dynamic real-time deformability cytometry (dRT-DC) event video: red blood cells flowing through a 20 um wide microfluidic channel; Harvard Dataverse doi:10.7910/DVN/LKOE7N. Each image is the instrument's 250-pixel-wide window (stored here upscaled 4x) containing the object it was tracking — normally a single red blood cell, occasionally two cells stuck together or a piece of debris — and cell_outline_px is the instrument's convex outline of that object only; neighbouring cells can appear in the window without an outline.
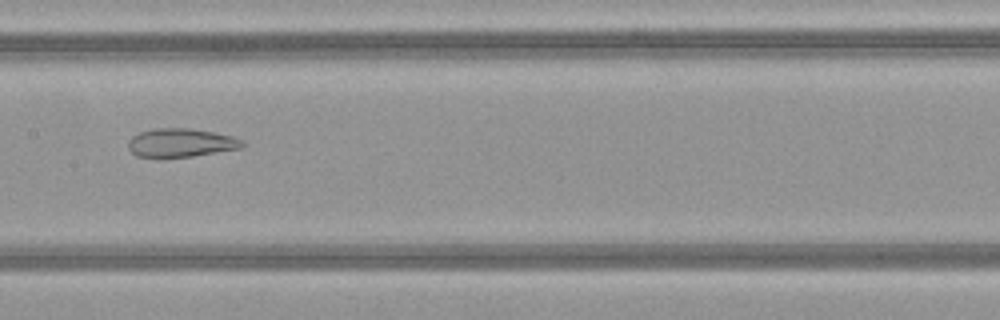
{"species": "common noctule bat (a hibernating species)", "species_latin": "Nyctalus noctula", "temperature_condition": "warm", "stored_images_in_passage": 31, "camera_frame_rate_fps": 3000, "um_per_image_px": 0.085, "animal": {"sex": "female", "body_mass_g": 21.9}, "frame": {"image": 1, "passage_image": 12, "time_ms": 3.667, "image_size_px": [1000, 320], "cell_outline_px": [[244, 144], [240, 148], [192, 156], [136, 156], [128, 148], [128, 140], [132, 136], [140, 132], [156, 128], [188, 128], [212, 132], [232, 136], [244, 140]], "centroid_in_image_um": [15.37, 12.12], "position_along_channel_um": 192.0, "area_um2": 18.61}}
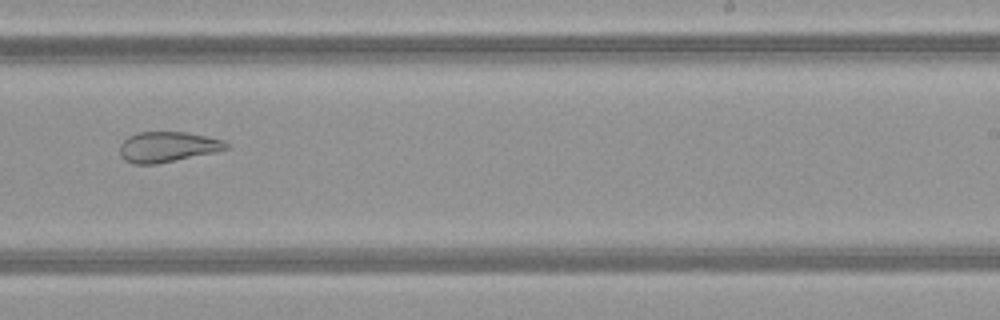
{"frame": {"image": 2, "passage_image": 18, "time_ms": 5.667, "image_size_px": [1000, 320], "cell_outline_px": [[232, 148], [216, 152], [156, 164], [132, 164], [124, 160], [120, 156], [120, 144], [128, 136], [136, 132], [188, 132], [224, 140], [232, 144]], "centroid_in_image_um": [14.28, 12.48], "position_along_channel_um": 274.7, "area_um2": 19.19}}
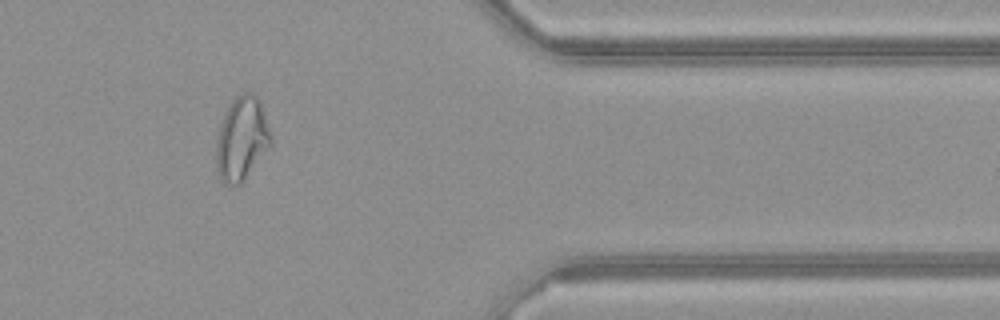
{"frame": {"image": 3, "passage_image": 28, "time_ms": 9.0, "image_size_px": [1000, 320], "cell_outline_px": [[272, 144], [244, 180], [240, 184], [224, 184], [220, 180], [216, 168], [216, 140], [220, 124], [232, 100], [236, 96], [244, 92], [252, 92], [260, 100], [272, 136]], "centroid_in_image_um": [20.55, 11.8], "position_along_channel_um": 390.9, "area_um2": 26.7}, "authors_computed_cell_mechanics": {"area_um2": 21.0392, "velocity_mm_per_s": 4.1574, "shape_relaxation_time_tau1_ms": null, "shape_relaxation_time_tau2_ms": 1.8562, "deformation_change_tau1": null, "deformation_change_tau2": 0.1053}}